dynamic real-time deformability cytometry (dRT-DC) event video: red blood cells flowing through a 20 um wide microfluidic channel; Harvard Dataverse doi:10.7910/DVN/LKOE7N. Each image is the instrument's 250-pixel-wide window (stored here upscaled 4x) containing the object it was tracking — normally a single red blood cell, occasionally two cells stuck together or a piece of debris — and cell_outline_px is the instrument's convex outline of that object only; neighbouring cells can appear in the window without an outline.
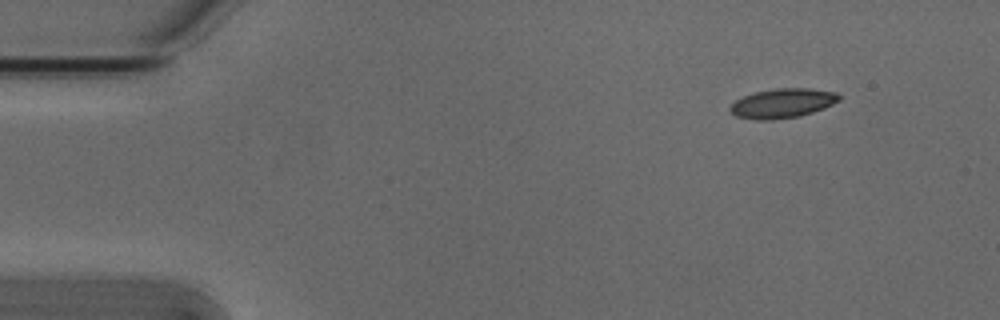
{"species": "Egyptian fruit bat (a non-hibernating species)", "species_latin": "Rousettus aegyptiacus", "temperature_condition": "cold", "stored_images_in_passage": 7, "camera_frame_rate_fps": 3000, "um_per_image_px": 0.085, "animal": {"sex": "male"}, "frame": {"image": 1, "passage_image": 1, "time_ms": 0.0, "image_size_px": [1000, 320], "cell_outline_px": [[840, 100], [824, 108], [800, 116], [772, 120], [756, 120], [736, 116], [728, 108], [736, 100], [744, 96], [756, 92], [776, 88], [808, 88], [836, 92], [840, 96]], "centroid_in_image_um": [66.52, 8.78], "position_along_channel_um": 18.5, "area_um2": 18.61}}
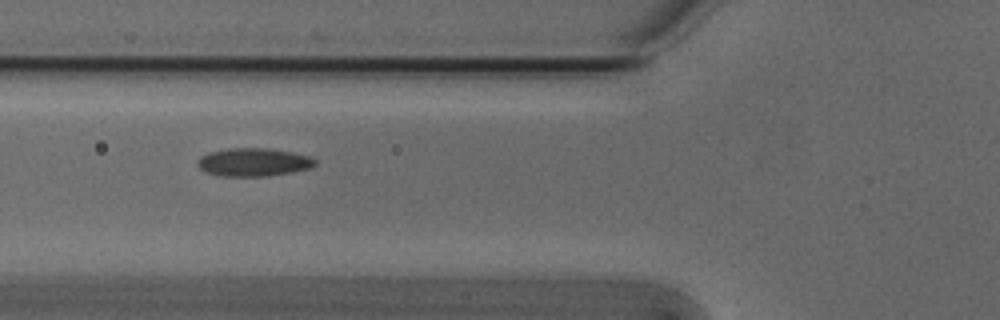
{"frame": {"image": 2, "passage_image": 5, "time_ms": 1.333, "image_size_px": [1000, 320], "cell_outline_px": [[316, 164], [312, 168], [292, 172], [268, 176], [220, 176], [208, 172], [200, 168], [196, 164], [196, 160], [200, 156], [208, 152], [228, 148], [268, 148], [292, 152], [308, 156], [316, 160]], "centroid_in_image_um": [21.54, 13.78], "position_along_channel_um": 104.3, "area_um2": 19.42}}
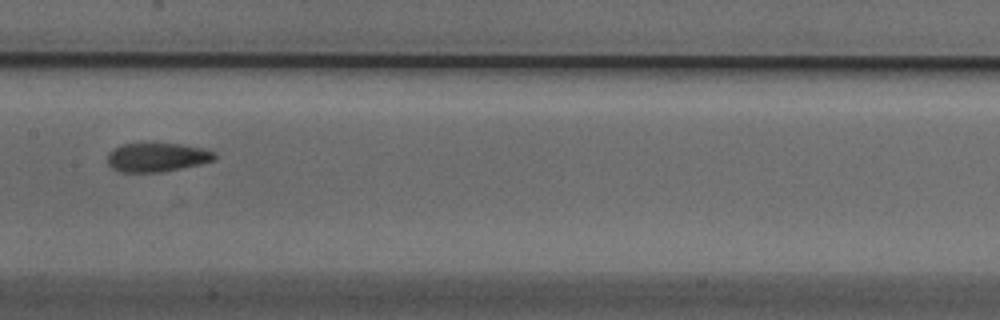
{"frame": {"image": 3, "passage_image": 7, "time_ms": 2.0, "image_size_px": [1000, 320], "cell_outline_px": [[216, 160], [200, 164], [160, 172], [120, 172], [112, 168], [108, 164], [108, 152], [112, 148], [120, 144], [180, 144], [204, 148], [216, 152]], "centroid_in_image_um": [13.35, 13.37], "position_along_channel_um": 194.1, "area_um2": 18.09}}